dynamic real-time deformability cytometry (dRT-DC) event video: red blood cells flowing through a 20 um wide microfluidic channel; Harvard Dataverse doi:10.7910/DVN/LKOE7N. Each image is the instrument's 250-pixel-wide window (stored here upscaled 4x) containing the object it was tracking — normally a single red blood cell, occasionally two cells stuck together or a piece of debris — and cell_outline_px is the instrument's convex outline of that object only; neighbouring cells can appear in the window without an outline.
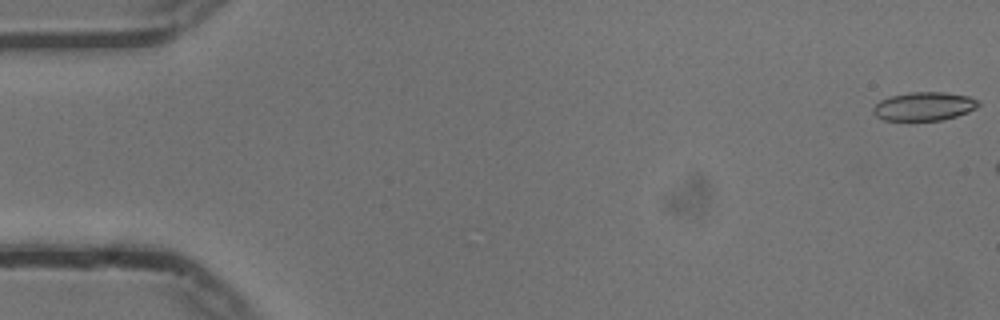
{"species": "common noctule bat (a hibernating species)", "species_latin": "Nyctalus noctula", "temperature_condition": "cold", "stored_images_in_passage": 7, "camera_frame_rate_fps": 3000, "um_per_image_px": 0.085, "animal": {"sex": "male", "body_mass_g": 13.3}, "frame": {"image": 1, "passage_image": 1, "time_ms": 0.0, "image_size_px": [1000, 320], "cell_outline_px": [[980, 104], [976, 108], [968, 112], [956, 116], [940, 120], [884, 120], [876, 116], [872, 112], [872, 108], [880, 100], [892, 96], [908, 92], [944, 92], [968, 96], [980, 100]], "centroid_in_image_um": [78.55, 9.03], "position_along_channel_um": 6.4, "area_um2": 17.51}}